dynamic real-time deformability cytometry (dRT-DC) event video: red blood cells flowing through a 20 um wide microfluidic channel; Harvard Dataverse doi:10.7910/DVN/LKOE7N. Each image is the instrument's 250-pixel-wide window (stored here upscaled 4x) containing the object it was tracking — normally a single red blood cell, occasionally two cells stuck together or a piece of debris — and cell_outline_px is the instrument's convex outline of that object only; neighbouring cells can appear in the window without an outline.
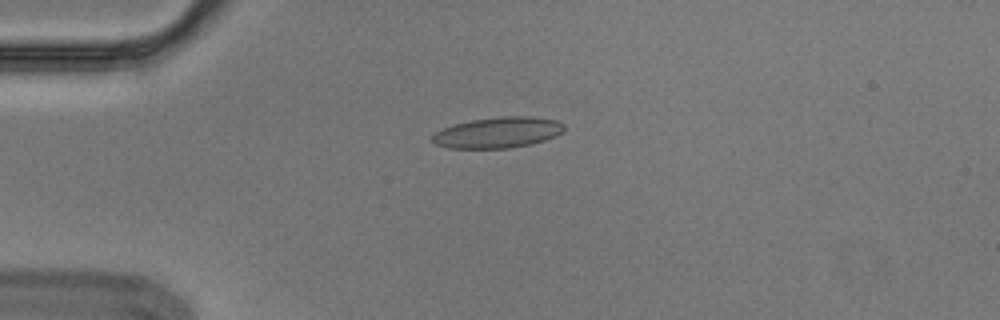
{"species": "Egyptian fruit bat (a non-hibernating species)", "species_latin": "Rousettus aegyptiacus", "temperature_condition": "cold", "stored_images_in_passage": 5, "camera_frame_rate_fps": 3000, "um_per_image_px": 0.085, "animal": {"sex": "male"}, "frame": {"image": 1, "passage_image": 4, "time_ms": 1.0, "image_size_px": [1000, 320], "cell_outline_px": [[564, 132], [556, 136], [532, 144], [512, 148], [448, 148], [436, 144], [432, 140], [432, 136], [436, 132], [444, 128], [456, 124], [472, 120], [504, 116], [532, 116], [556, 120], [564, 124]], "centroid_in_image_um": [42.37, 11.27], "position_along_channel_um": 42.6, "area_um2": 23.64}}